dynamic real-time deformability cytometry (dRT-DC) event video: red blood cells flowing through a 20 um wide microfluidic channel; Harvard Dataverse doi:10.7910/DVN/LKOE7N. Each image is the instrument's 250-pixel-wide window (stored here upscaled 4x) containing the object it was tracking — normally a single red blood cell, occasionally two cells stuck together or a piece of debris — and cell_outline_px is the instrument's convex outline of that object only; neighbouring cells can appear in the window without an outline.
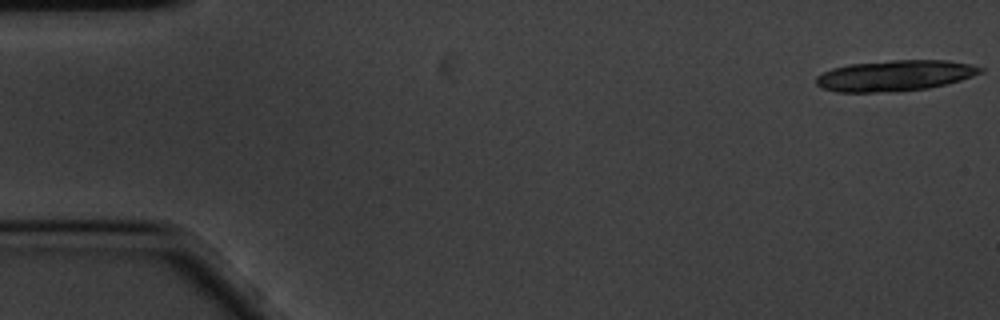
{"species": "common noctule bat (a hibernating species)", "species_latin": "Nyctalus noctula", "temperature_condition": "cold", "stored_images_in_passage": 18, "camera_frame_rate_fps": 3000, "um_per_image_px": 0.085, "animal": {"sex": "male", "body_mass_g": 20.1, "forearm_length_mm": 53.5}, "frame": {"image": 1, "passage_image": 1, "time_ms": 0.0, "image_size_px": [1000, 320], "cell_outline_px": [[984, 72], [960, 80], [928, 88], [896, 92], [836, 92], [824, 88], [816, 84], [816, 76], [832, 68], [852, 64], [892, 60], [944, 60], [972, 64], [984, 68]], "centroid_in_image_um": [76.08, 6.43], "position_along_channel_um": 8.9, "area_um2": 29.48}}